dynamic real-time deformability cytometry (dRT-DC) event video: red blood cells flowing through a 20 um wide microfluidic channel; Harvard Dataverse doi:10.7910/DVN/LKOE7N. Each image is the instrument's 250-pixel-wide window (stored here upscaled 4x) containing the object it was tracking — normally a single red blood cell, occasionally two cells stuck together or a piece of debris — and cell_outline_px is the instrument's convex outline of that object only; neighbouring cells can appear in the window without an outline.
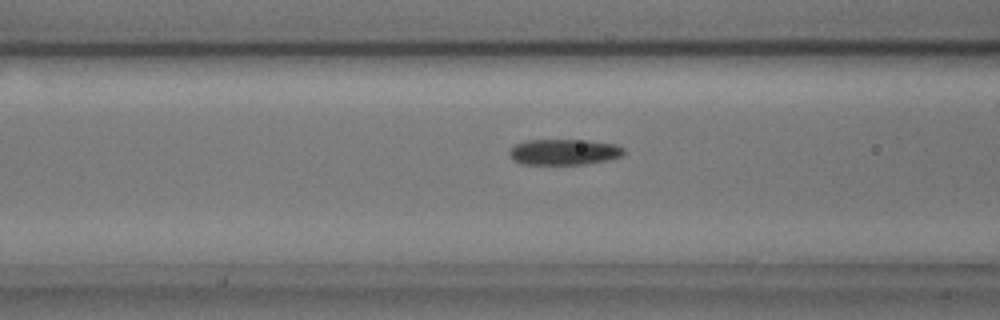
{"species": "common noctule bat (a hibernating species)", "species_latin": "Nyctalus noctula", "temperature_condition": "cold", "stored_images_in_passage": 37, "camera_frame_rate_fps": 3000, "um_per_image_px": 0.085, "animal": {"sex": "male", "body_mass_g": 17.9, "forearm_length_mm": 54.2}, "frame": {"image": 1, "passage_image": 14, "time_ms": 4.333, "image_size_px": [1000, 320], "cell_outline_px": [[624, 156], [608, 160], [588, 164], [520, 164], [512, 160], [508, 156], [508, 152], [516, 144], [528, 140], [588, 140], [616, 144], [624, 148]], "centroid_in_image_um": [47.95, 12.92], "position_along_channel_um": 118.6, "area_um2": 17.46}}
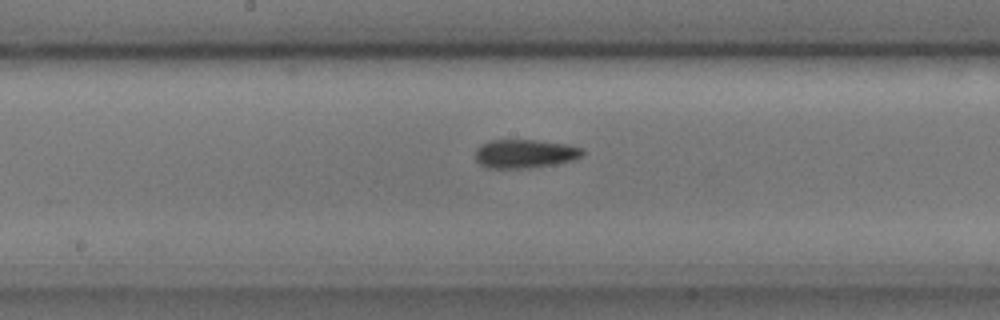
{"frame": {"image": 2, "passage_image": 21, "time_ms": 6.667, "image_size_px": [1000, 320], "cell_outline_px": [[584, 156], [572, 160], [552, 164], [528, 168], [488, 168], [480, 164], [476, 160], [476, 148], [480, 144], [492, 140], [536, 140], [568, 144], [580, 148], [584, 152]], "centroid_in_image_um": [44.6, 13.06], "position_along_channel_um": 203.6, "area_um2": 17.86}}
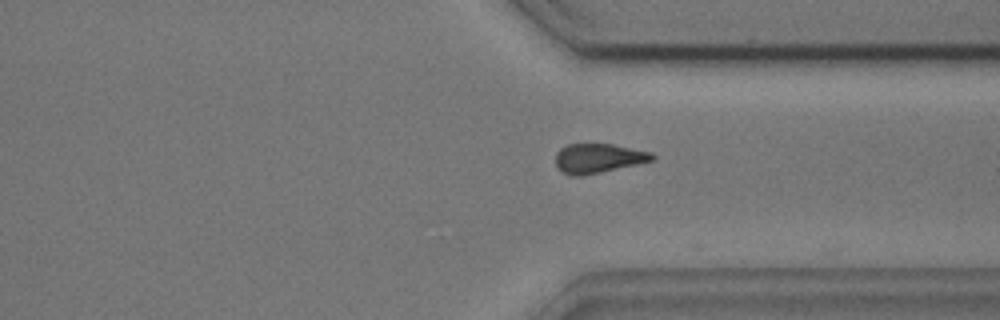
{"frame": {"image": 3, "passage_image": 34, "time_ms": 11.0, "image_size_px": [1000, 320], "cell_outline_px": [[656, 160], [584, 176], [572, 176], [560, 172], [556, 168], [556, 152], [560, 148], [568, 144], [612, 144], [652, 152], [656, 156]], "centroid_in_image_um": [50.85, 13.47], "position_along_channel_um": 360.5, "area_um2": 16.88}, "authors_computed_cell_mechanics": {"area_um2": 17.2822, "velocity_mm_per_s": 3.633, "shape_relaxation_time_tau1_ms": 5.8638, "shape_relaxation_time_tau2_ms": 2.6948, "deformation_change_tau1": 0.1216, "deformation_change_tau2": 0.0947}}